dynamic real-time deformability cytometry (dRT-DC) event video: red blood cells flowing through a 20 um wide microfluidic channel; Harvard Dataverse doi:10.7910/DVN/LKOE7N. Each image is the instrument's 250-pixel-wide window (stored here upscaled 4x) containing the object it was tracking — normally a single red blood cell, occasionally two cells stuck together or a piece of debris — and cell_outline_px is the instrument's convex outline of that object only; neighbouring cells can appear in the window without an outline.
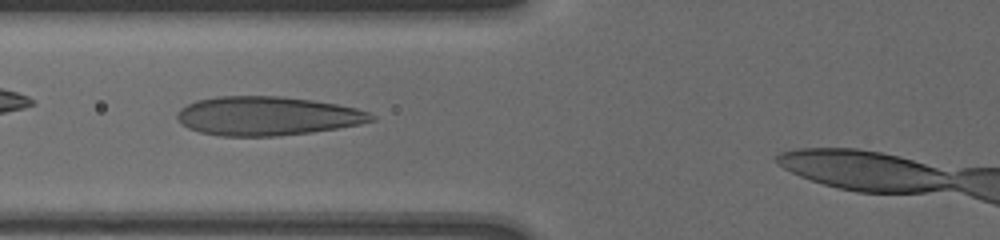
{"species": "human", "species_latin": "Homo sapiens", "temperature_condition": "cold", "stored_images_in_passage": 31, "camera_frame_rate_fps": 3000, "um_per_image_px": 0.085, "donor": {"sex": "male"}, "frame": {"image": 1, "passage_image": 9, "time_ms": 2.0, "image_size_px": [1000, 240], "cell_outline_px": [[376, 120], [360, 124], [312, 132], [276, 136], [220, 136], [200, 132], [188, 128], [180, 124], [176, 116], [180, 108], [196, 100], [216, 96], [276, 96], [312, 100], [336, 104], [356, 108], [368, 112], [376, 116]], "centroid_in_image_um": [22.69, 9.86], "position_along_channel_um": 103.1, "area_um2": 44.1}}
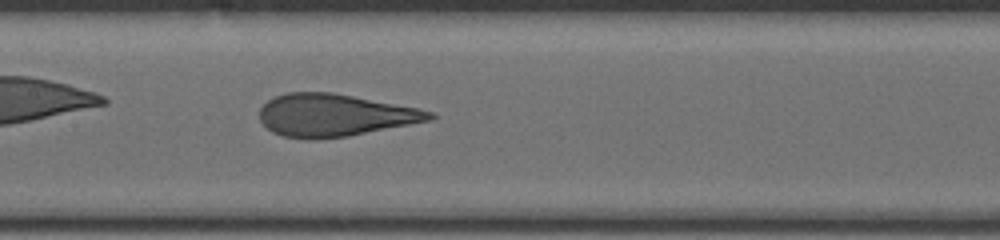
{"frame": {"image": 2, "passage_image": 17, "time_ms": 4.0, "image_size_px": [1000, 240], "cell_outline_px": [[436, 116], [432, 120], [348, 136], [312, 140], [308, 140], [284, 136], [272, 132], [260, 120], [260, 108], [268, 100], [276, 96], [288, 92], [332, 92], [416, 108], [432, 112]], "centroid_in_image_um": [28.41, 9.8], "position_along_channel_um": 179.0, "area_um2": 41.73}}
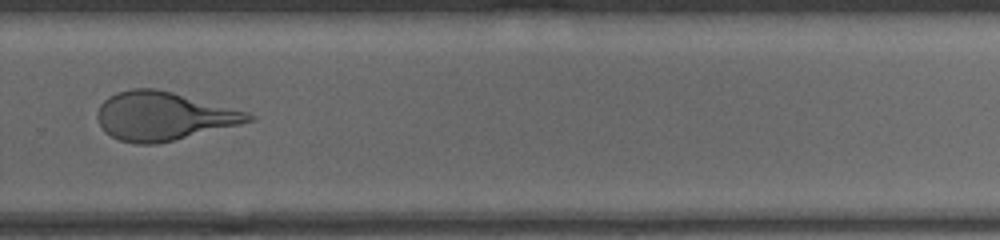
{"frame": {"image": 3, "passage_image": 30, "time_ms": 7.667, "image_size_px": [1000, 240], "cell_outline_px": [[256, 120], [240, 124], [156, 144], [136, 144], [120, 140], [104, 132], [96, 116], [96, 112], [100, 104], [108, 96], [116, 92], [132, 88], [156, 88], [172, 92], [244, 112], [256, 116]], "centroid_in_image_um": [13.81, 9.87], "position_along_channel_um": 316.0, "area_um2": 42.19}}